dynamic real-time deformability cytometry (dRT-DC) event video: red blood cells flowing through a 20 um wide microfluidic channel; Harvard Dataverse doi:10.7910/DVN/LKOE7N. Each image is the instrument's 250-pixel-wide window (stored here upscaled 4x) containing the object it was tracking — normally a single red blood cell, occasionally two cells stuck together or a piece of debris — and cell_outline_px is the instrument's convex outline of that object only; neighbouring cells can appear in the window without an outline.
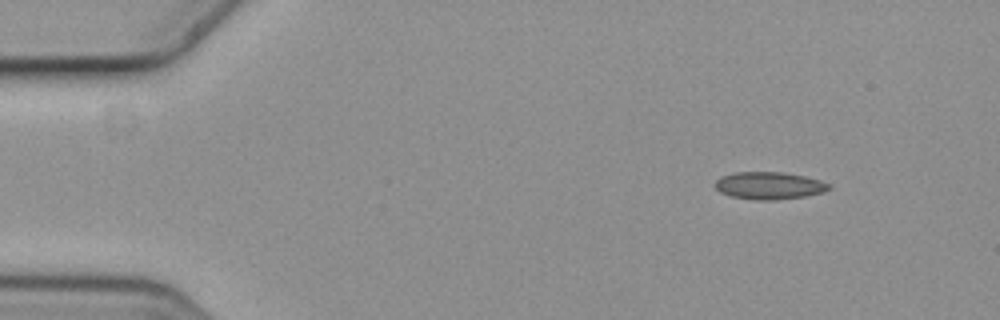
{"species": "common noctule bat (a hibernating species)", "species_latin": "Nyctalus noctula", "temperature_condition": "cold", "stored_images_in_passage": 4, "camera_frame_rate_fps": 3000, "um_per_image_px": 0.085, "animal": {"sex": "female", "body_mass_g": 19.3, "forearm_length_mm": 54.1}, "frame": {"image": 1, "passage_image": 1, "time_ms": 0.0, "image_size_px": [1000, 320], "cell_outline_px": [[832, 188], [820, 192], [804, 196], [776, 200], [756, 200], [732, 196], [720, 192], [716, 188], [716, 180], [720, 176], [736, 172], [784, 172], [804, 176], [820, 180], [832, 184]], "centroid_in_image_um": [65.39, 15.77], "position_along_channel_um": 19.6, "area_um2": 18.09}}
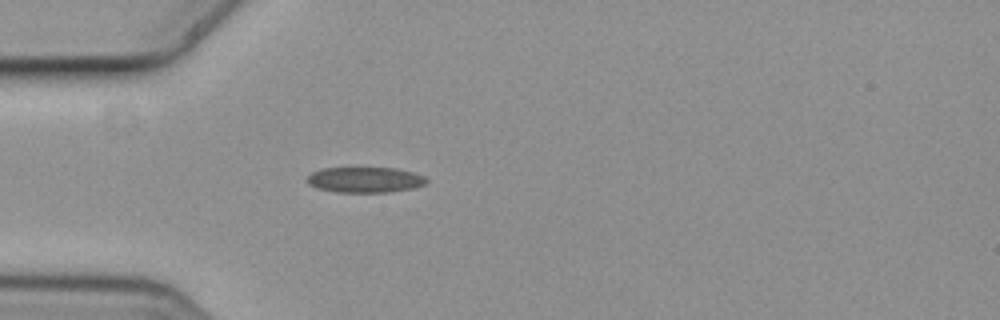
{"frame": {"image": 2, "passage_image": 4, "time_ms": 1.0, "image_size_px": [1000, 320], "cell_outline_px": [[428, 184], [416, 188], [388, 192], [336, 192], [320, 188], [308, 184], [308, 176], [312, 172], [324, 168], [396, 168], [412, 172], [424, 176], [428, 180]], "centroid_in_image_um": [31.09, 15.28], "position_along_channel_um": 53.9, "area_um2": 17.74}}